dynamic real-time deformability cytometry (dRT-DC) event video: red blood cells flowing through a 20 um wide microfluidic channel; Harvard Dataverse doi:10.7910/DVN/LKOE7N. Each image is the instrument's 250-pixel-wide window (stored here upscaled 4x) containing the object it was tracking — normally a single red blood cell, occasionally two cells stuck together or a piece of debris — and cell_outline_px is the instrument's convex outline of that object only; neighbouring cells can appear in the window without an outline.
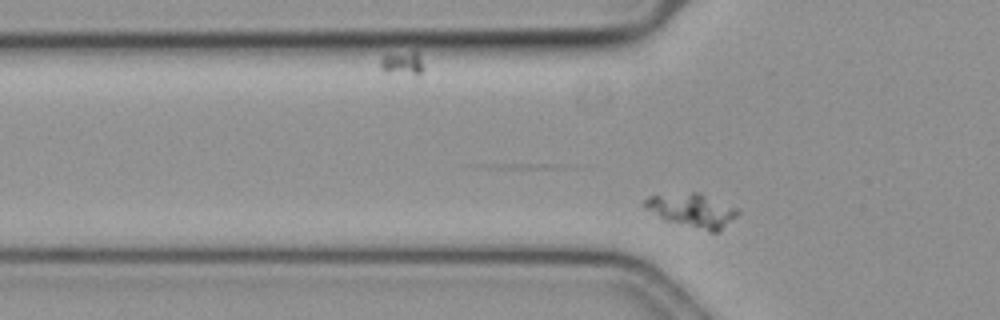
{"species": "common noctule bat (a hibernating species)", "species_latin": "Nyctalus noctula", "temperature_condition": "cold", "stored_images_in_passage": 34, "camera_frame_rate_fps": 3000, "um_per_image_px": 0.085, "animal": {"sex": "female", "body_mass_g": 19.3, "forearm_length_mm": 54.1}, "frame": {"image": 1, "passage_image": 5, "time_ms": 1.333, "image_size_px": [1000, 320], "cell_outline_px": [[740, 212], [736, 216], [716, 232], [712, 232], [664, 220], [644, 208], [644, 200], [648, 196], [692, 192], [700, 192], [740, 208]], "centroid_in_image_um": [58.85, 17.86], "position_along_channel_um": 67.0, "area_um2": 18.26}}
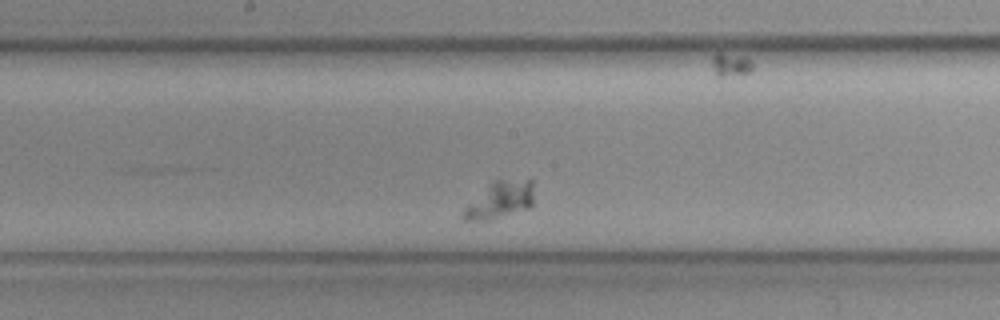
{"frame": {"image": 2, "passage_image": 18, "time_ms": 5.667, "image_size_px": [1000, 320], "cell_outline_px": [[532, 204], [528, 208], [488, 220], [464, 220], [460, 216], [464, 208], [492, 180], [532, 176]], "centroid_in_image_um": [42.52, 16.93], "position_along_channel_um": 205.7, "area_um2": 15.43}}
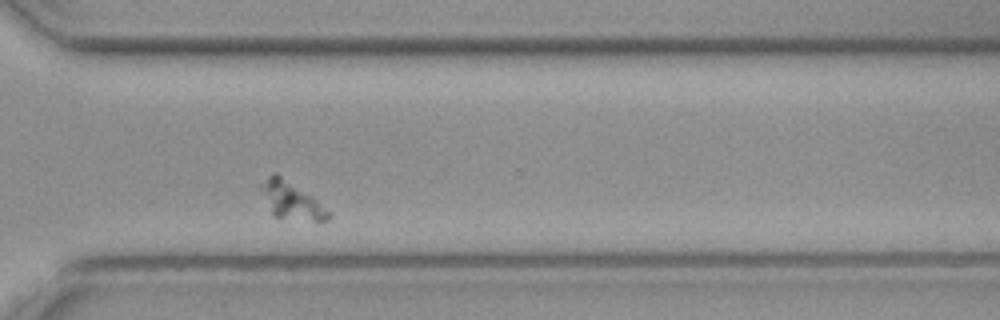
{"frame": {"image": 3, "passage_image": 31, "time_ms": 10.0, "image_size_px": [1000, 320], "cell_outline_px": [[332, 216], [328, 220], [312, 220], [272, 216], [260, 188], [260, 184], [272, 172], [276, 172], [312, 196], [332, 212]], "centroid_in_image_um": [24.77, 17.02], "position_along_channel_um": 345.8, "area_um2": 14.51}}